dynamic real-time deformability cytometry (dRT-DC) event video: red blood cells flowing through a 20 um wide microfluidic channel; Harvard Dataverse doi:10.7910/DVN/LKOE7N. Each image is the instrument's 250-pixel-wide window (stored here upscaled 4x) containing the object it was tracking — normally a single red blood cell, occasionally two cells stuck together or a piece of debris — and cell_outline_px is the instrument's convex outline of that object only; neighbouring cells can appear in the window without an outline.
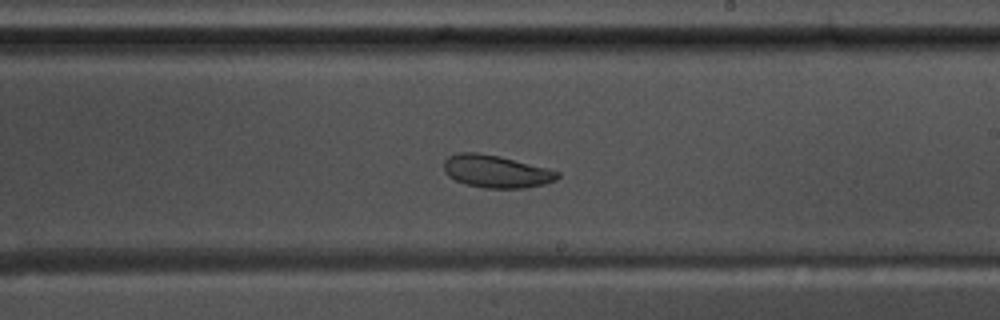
{"species": "common noctule bat (a hibernating species)", "species_latin": "Nyctalus noctula", "temperature_condition": "warm", "stored_images_in_passage": 41, "camera_frame_rate_fps": 3000, "um_per_image_px": 0.085, "animal": {"sex": "male", "body_mass_g": 17.5, "forearm_length_mm": 52.3}, "frame": {"image": 1, "passage_image": 18, "time_ms": 5.667, "image_size_px": [1000, 320], "cell_outline_px": [[560, 176], [556, 180], [544, 184], [524, 188], [484, 188], [468, 184], [456, 180], [448, 176], [444, 172], [444, 160], [448, 156], [456, 152], [476, 152], [496, 156], [560, 172]], "centroid_in_image_um": [42.12, 14.57], "position_along_channel_um": 246.9, "area_um2": 21.21}, "authors_computed_cell_mechanics": {"area_um2": 22.542, "velocity_mm_per_s": 3.5784, "shape_relaxation_time_tau1_ms": 5.7041, "shape_relaxation_time_tau2_ms": 2.4053, "deformation_change_tau1": 0.1201, "deformation_change_tau2": 0.0629}}